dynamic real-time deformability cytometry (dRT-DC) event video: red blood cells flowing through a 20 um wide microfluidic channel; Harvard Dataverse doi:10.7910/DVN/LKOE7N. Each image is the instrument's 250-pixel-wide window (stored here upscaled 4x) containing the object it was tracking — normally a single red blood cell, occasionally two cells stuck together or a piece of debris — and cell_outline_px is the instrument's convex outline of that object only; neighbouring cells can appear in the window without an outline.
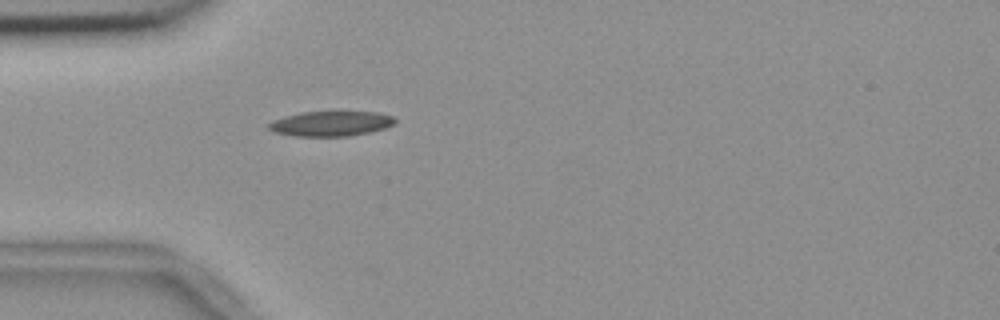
{"species": "common noctule bat (a hibernating species)", "species_latin": "Nyctalus noctula", "temperature_condition": "room temperature", "stored_images_in_passage": 1, "camera_frame_rate_fps": 3000, "um_per_image_px": 0.085, "animal": {"sex": "female", "body_mass_g": 18.4}, "frame": {"image": 1, "passage_image": 1, "time_ms": 0.0, "image_size_px": [1000, 320], "cell_outline_px": [[396, 124], [384, 128], [368, 132], [348, 136], [292, 136], [272, 132], [268, 128], [268, 124], [276, 120], [300, 112], [376, 112], [392, 116], [396, 120]], "centroid_in_image_um": [28.13, 10.51], "position_along_channel_um": 56.9, "area_um2": 18.21}}